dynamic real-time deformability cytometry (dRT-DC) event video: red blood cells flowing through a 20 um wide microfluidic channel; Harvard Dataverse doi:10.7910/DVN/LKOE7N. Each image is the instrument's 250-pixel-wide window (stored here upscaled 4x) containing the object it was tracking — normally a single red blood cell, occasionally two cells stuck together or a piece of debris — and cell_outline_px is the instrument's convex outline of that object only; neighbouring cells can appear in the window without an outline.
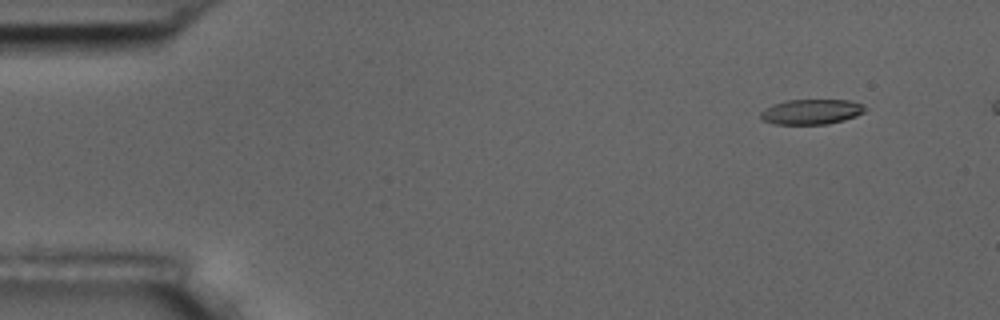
{"species": "common noctule bat (a hibernating species)", "species_latin": "Nyctalus noctula", "temperature_condition": "room temperature", "stored_images_in_passage": 5, "camera_frame_rate_fps": 3000, "um_per_image_px": 0.085, "animal": {"sex": "male", "body_mass_g": 17.5, "forearm_length_mm": 52.3}, "frame": {"image": 1, "passage_image": 1, "time_ms": 0.0, "image_size_px": [1000, 320], "cell_outline_px": [[868, 108], [864, 112], [856, 116], [844, 120], [828, 124], [776, 124], [764, 120], [760, 116], [760, 112], [764, 108], [772, 104], [788, 100], [848, 100], [864, 104]], "centroid_in_image_um": [68.99, 9.49], "position_along_channel_um": 16.0, "area_um2": 15.37}}